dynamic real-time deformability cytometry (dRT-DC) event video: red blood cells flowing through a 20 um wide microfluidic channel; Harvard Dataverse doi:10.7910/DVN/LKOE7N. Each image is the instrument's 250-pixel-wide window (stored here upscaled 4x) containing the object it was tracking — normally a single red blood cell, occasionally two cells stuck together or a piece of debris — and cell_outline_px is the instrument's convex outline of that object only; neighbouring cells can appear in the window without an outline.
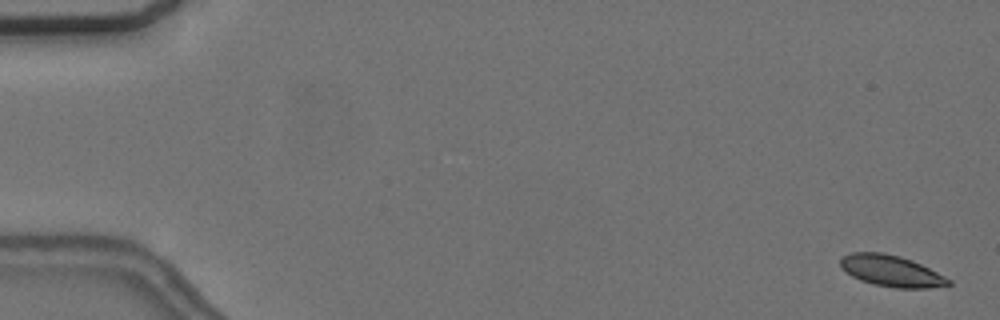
{"species": "common noctule bat (a hibernating species)", "species_latin": "Nyctalus noctula", "temperature_condition": "cold", "stored_images_in_passage": 5, "camera_frame_rate_fps": 3000, "um_per_image_px": 0.085, "animal": {"sex": "female", "body_mass_g": 24.6, "forearm_length_mm": 56.2}, "frame": {"image": 1, "passage_image": 1, "time_ms": 0.0, "image_size_px": [1000, 320], "cell_outline_px": [[952, 284], [928, 288], [896, 288], [872, 284], [860, 280], [852, 276], [840, 268], [840, 260], [844, 256], [852, 252], [884, 252], [900, 256], [912, 260], [952, 280]], "centroid_in_image_um": [75.74, 23.03], "position_along_channel_um": 9.3, "area_um2": 19.71}}